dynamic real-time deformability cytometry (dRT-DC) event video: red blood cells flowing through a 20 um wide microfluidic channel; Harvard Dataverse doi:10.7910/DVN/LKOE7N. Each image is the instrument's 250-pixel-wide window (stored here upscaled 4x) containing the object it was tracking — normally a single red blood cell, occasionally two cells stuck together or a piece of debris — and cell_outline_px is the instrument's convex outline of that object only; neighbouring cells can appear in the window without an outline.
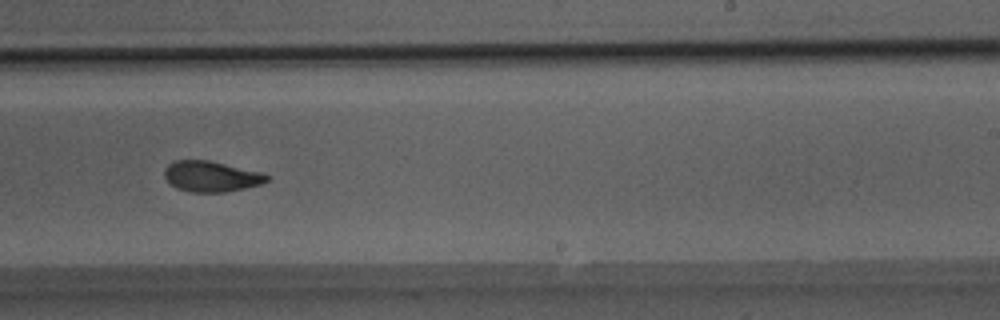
{"species": "Egyptian fruit bat (a non-hibernating species)", "species_latin": "Rousettus aegyptiacus", "temperature_condition": "room temperature", "stored_images_in_passage": 50, "camera_frame_rate_fps": 3000, "um_per_image_px": 0.085, "animal": {"sex": "male"}, "frame": {"image": 1, "passage_image": 31, "time_ms": 10.0, "image_size_px": [1000, 320], "cell_outline_px": [[268, 180], [260, 184], [244, 188], [224, 192], [192, 192], [176, 188], [168, 184], [164, 176], [164, 168], [168, 164], [176, 160], [208, 160], [264, 172], [268, 176]], "centroid_in_image_um": [17.92, 14.99], "position_along_channel_um": 271.1, "area_um2": 18.44}}
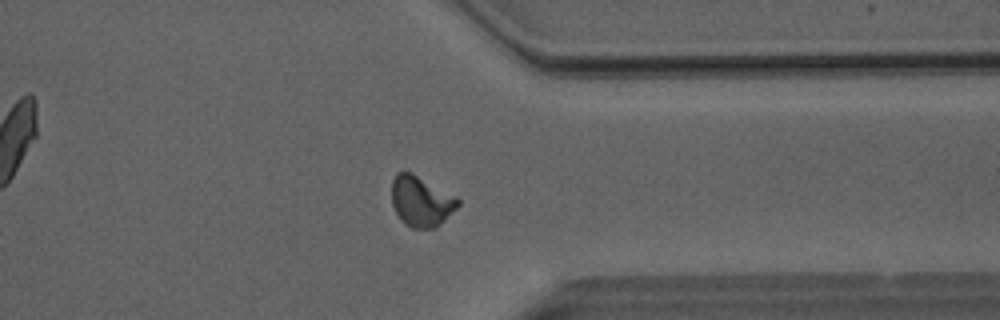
{"frame": {"image": 2, "passage_image": 39, "time_ms": 12.667, "image_size_px": [1000, 320], "cell_outline_px": [[460, 204], [436, 228], [412, 228], [400, 220], [392, 204], [392, 180], [396, 172], [412, 172], [456, 196], [460, 200]], "centroid_in_image_um": [35.79, 17.1], "position_along_channel_um": 375.6, "area_um2": 19.48}}
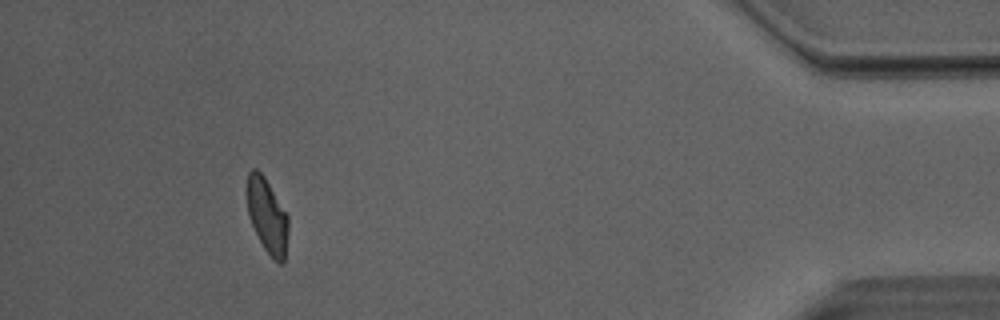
{"frame": {"image": 3, "passage_image": 46, "time_ms": 15.0, "image_size_px": [1000, 320], "cell_outline_px": [[288, 232], [284, 264], [280, 264], [264, 248], [248, 216], [244, 192], [244, 188], [248, 172], [252, 168], [256, 168], [264, 176], [288, 216]], "centroid_in_image_um": [22.66, 18.27], "position_along_channel_um": 412.5, "area_um2": 18.21}, "authors_computed_cell_mechanics": {"area_um2": 19.0451, "velocity_mm_per_s": 4.0518, "shape_relaxation_time_tau1_ms": 4.1408, "shape_relaxation_time_tau2_ms": 1.946, "deformation_change_tau1": 0.1655, "deformation_change_tau2": 0.0747}}